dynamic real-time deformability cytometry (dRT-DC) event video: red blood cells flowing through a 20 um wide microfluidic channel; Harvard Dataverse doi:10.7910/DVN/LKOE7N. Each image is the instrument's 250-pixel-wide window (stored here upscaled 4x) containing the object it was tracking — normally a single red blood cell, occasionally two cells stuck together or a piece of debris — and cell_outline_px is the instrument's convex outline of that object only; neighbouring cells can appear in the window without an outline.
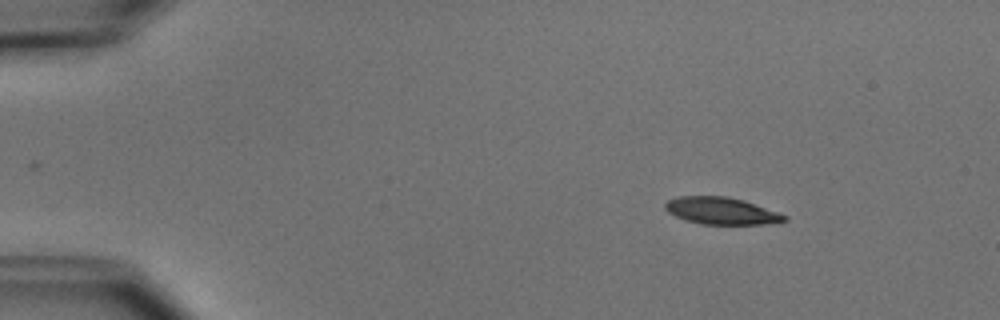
{"species": "common noctule bat (a hibernating species)", "species_latin": "Nyctalus noctula", "temperature_condition": "cold", "stored_images_in_passage": 5, "camera_frame_rate_fps": 3000, "um_per_image_px": 0.085, "animal": {"sex": "male", "body_mass_g": 15.6}, "frame": {"image": 1, "passage_image": 2, "time_ms": 1.333, "image_size_px": [1000, 320], "cell_outline_px": [[788, 220], [764, 224], [704, 224], [684, 220], [668, 212], [664, 208], [664, 204], [668, 200], [680, 196], [728, 196], [744, 200], [788, 216]], "centroid_in_image_um": [61.3, 17.92], "position_along_channel_um": 23.7, "area_um2": 18.73}}
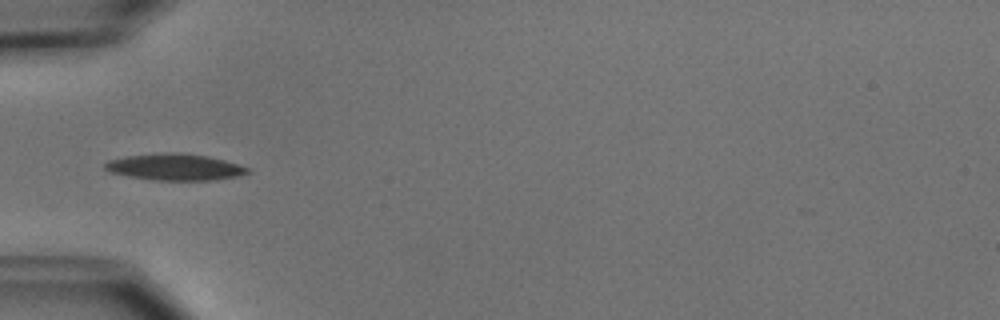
{"frame": {"image": 2, "passage_image": 4, "time_ms": 4.667, "image_size_px": [1000, 320], "cell_outline_px": [[252, 172], [240, 176], [216, 180], [152, 180], [128, 176], [108, 172], [104, 168], [104, 164], [108, 160], [124, 156], [164, 152], [180, 152], [208, 156], [224, 160], [248, 168]], "centroid_in_image_um": [14.85, 14.2], "position_along_channel_um": 70.2, "area_um2": 22.31}}